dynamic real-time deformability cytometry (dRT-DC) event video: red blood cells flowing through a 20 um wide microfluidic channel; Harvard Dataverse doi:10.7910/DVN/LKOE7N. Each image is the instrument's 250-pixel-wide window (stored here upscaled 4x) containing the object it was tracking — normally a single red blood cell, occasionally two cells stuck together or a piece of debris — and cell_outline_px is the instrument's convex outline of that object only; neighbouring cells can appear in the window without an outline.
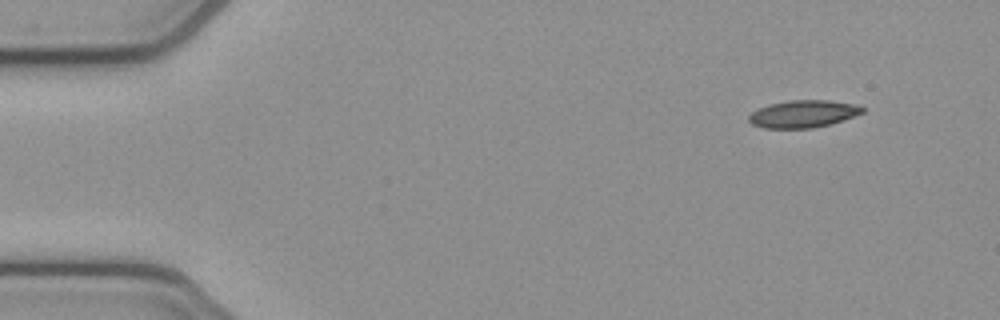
{"species": "common noctule bat (a hibernating species)", "species_latin": "Nyctalus noctula", "temperature_condition": "cold", "stored_images_in_passage": 5, "camera_frame_rate_fps": 3000, "um_per_image_px": 0.085, "animal": {"sex": "female", "body_mass_g": 21.9}, "frame": {"image": 1, "passage_image": 1, "time_ms": 0.0, "image_size_px": [1000, 320], "cell_outline_px": [[864, 112], [828, 124], [812, 128], [764, 128], [752, 124], [748, 120], [748, 116], [752, 112], [768, 104], [788, 100], [828, 100], [852, 104], [864, 108]], "centroid_in_image_um": [68.2, 9.67], "position_along_channel_um": 16.8, "area_um2": 17.8}}